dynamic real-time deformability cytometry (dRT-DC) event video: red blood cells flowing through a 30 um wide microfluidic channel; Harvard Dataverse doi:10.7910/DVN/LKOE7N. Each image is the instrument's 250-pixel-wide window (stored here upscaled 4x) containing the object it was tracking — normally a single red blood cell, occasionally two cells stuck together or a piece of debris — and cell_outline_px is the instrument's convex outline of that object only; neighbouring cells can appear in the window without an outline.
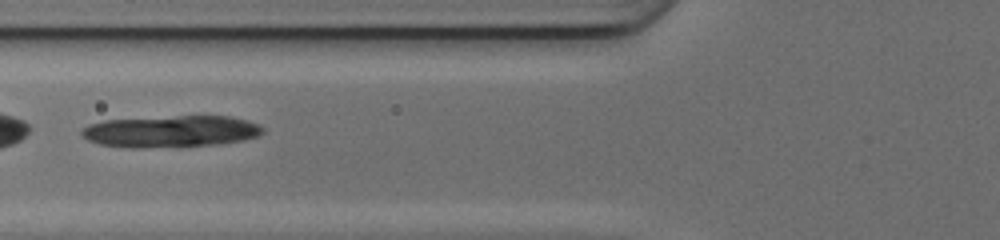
{"species": "common noctule bat (a hibernating species)", "species_latin": "Nyctalus noctula", "temperature_condition": "cold", "stored_images_in_passage": 29, "camera_frame_rate_fps": 3000, "um_per_image_px": 0.085, "animal": {"sex": "female", "body_mass_g": 17.0, "forearm_length_mm": 48.0}, "frame": {"image": 1, "passage_image": 5, "time_ms": 1.333, "image_size_px": [1000, 240], "cell_outline_px": [[264, 132], [260, 136], [244, 140], [220, 144], [144, 148], [128, 148], [100, 144], [88, 140], [80, 132], [88, 124], [104, 120], [180, 116], [228, 116], [248, 120], [260, 124], [264, 128]], "centroid_in_image_um": [14.57, 11.17], "position_along_channel_um": 111.2, "area_um2": 33.64}}